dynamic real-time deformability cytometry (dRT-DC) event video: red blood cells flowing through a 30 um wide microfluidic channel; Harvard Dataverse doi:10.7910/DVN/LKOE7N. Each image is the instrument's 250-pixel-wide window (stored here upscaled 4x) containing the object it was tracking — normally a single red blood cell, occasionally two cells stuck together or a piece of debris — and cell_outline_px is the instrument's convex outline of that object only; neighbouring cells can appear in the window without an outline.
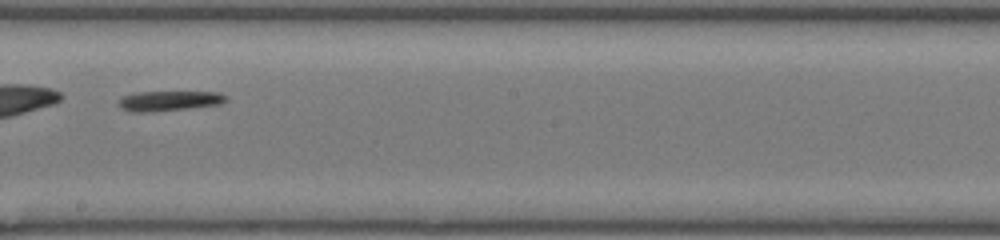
{"species": "common noctule bat (a hibernating species)", "species_latin": "Nyctalus noctula", "temperature_condition": "room temperature", "stored_images_in_passage": 30, "camera_frame_rate_fps": 3000, "um_per_image_px": 0.085, "animal": {"sex": "female", "body_mass_g": 17.0, "forearm_length_mm": 48.0}, "frame": {"image": 1, "passage_image": 13, "time_ms": 4.0, "image_size_px": [1000, 240], "cell_outline_px": [[228, 100], [220, 104], [188, 108], [152, 112], [128, 112], [120, 108], [120, 96], [132, 92], [220, 92], [228, 96]], "centroid_in_image_um": [14.35, 8.57], "position_along_channel_um": 233.8, "area_um2": 12.72}, "authors_computed_cell_mechanics": {"area_um2": 13.005, "velocity_mm_per_s": 4.2743, "shape_relaxation_time_tau1_ms": 1.1958, "shape_relaxation_time_tau2_ms": 1.5495, "deformation_change_tau1": 0.101, "deformation_change_tau2": 0.1215}}